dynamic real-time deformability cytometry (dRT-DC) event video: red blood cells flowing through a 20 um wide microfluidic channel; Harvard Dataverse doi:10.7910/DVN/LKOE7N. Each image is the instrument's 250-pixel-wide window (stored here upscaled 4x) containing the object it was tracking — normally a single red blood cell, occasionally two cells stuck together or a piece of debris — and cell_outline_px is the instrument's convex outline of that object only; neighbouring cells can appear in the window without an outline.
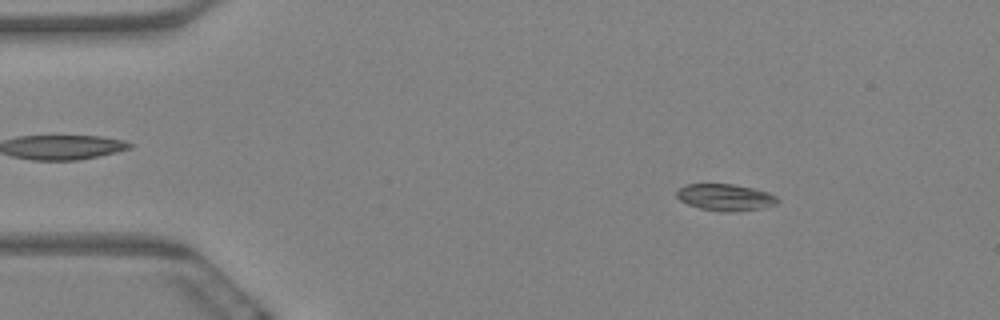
{"species": "Egyptian fruit bat (a non-hibernating species)", "species_latin": "Rousettus aegyptiacus", "temperature_condition": "warm", "stored_images_in_passage": 5, "camera_frame_rate_fps": 3000, "um_per_image_px": 0.085, "animal": {"sex": "female"}, "frame": {"image": 1, "passage_image": 2, "time_ms": 0.333, "image_size_px": [1000, 320], "cell_outline_px": [[780, 200], [776, 204], [764, 208], [736, 212], [724, 212], [700, 208], [688, 204], [680, 200], [676, 196], [676, 192], [684, 184], [732, 184], [752, 188], [768, 192], [776, 196]], "centroid_in_image_um": [61.67, 16.78], "position_along_channel_um": 23.3, "area_um2": 15.78}}
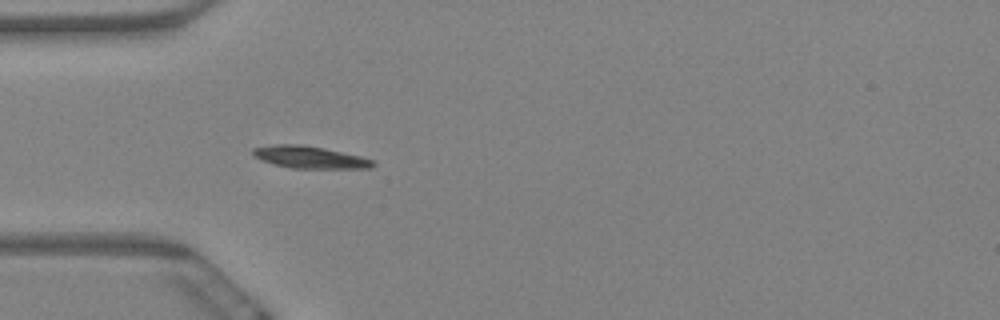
{"frame": {"image": 2, "passage_image": 5, "time_ms": 1.333, "image_size_px": [1000, 320], "cell_outline_px": [[376, 164], [372, 168], [292, 168], [272, 164], [260, 160], [252, 156], [252, 148], [276, 144], [300, 144], [324, 148], [360, 156], [372, 160]], "centroid_in_image_um": [26.28, 13.36], "position_along_channel_um": 58.7, "area_um2": 15.55}}